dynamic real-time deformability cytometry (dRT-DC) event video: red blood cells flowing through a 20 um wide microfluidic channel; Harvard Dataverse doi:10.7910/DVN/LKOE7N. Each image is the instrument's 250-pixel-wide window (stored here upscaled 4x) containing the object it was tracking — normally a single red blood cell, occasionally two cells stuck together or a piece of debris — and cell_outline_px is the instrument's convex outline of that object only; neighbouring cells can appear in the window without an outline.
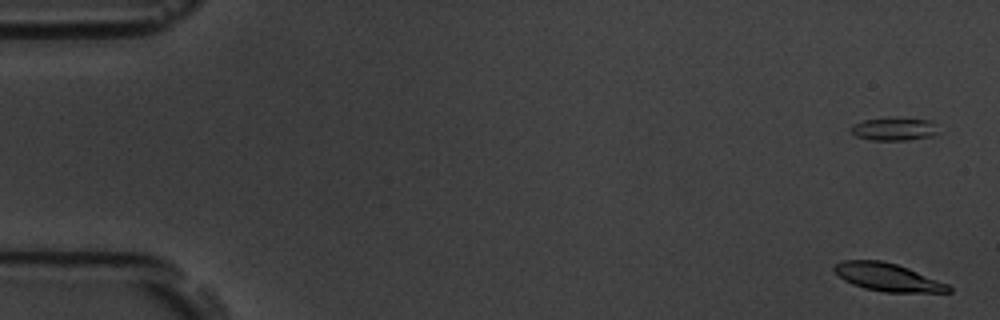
{"species": "common noctule bat (a hibernating species)", "species_latin": "Nyctalus noctula", "temperature_condition": "room temperature", "stored_images_in_passage": 6, "camera_frame_rate_fps": 3000, "um_per_image_px": 0.085, "animal": {"sex": "male", "body_mass_g": 19.5, "forearm_length_mm": 54.6}, "frame": {"image": 1, "passage_image": 1, "time_ms": 0.0, "image_size_px": [1000, 320], "cell_outline_px": [[952, 292], [884, 292], [864, 288], [852, 284], [844, 280], [832, 268], [840, 260], [880, 260], [896, 264], [908, 268], [948, 284], [952, 288]], "centroid_in_image_um": [75.44, 23.56], "position_along_channel_um": 9.6, "area_um2": 18.44}}